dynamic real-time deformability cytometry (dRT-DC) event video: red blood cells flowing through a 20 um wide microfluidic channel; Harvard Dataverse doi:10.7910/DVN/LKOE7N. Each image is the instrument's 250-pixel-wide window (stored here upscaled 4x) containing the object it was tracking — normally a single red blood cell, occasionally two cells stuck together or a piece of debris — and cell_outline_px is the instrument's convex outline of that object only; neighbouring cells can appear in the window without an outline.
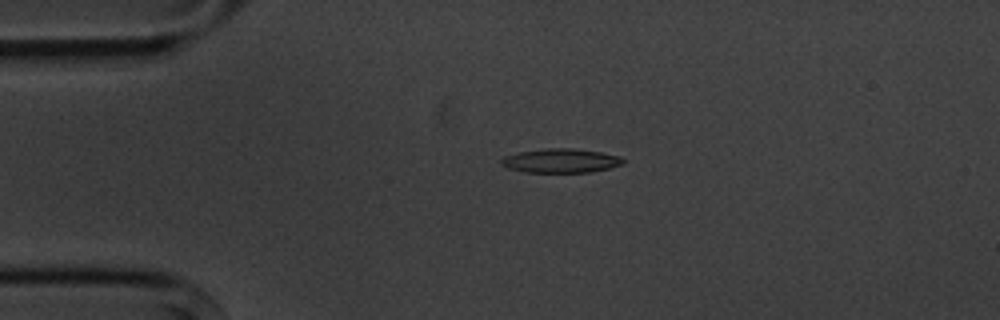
{"species": "common noctule bat (a hibernating species)", "species_latin": "Nyctalus noctula", "temperature_condition": "cold", "stored_images_in_passage": 5, "camera_frame_rate_fps": 3000, "um_per_image_px": 0.085, "animal": {"sex": "male", "body_mass_g": 20.1, "forearm_length_mm": 53.5}, "frame": {"image": 1, "passage_image": 4, "time_ms": 3.333, "image_size_px": [1000, 320], "cell_outline_px": [[624, 164], [608, 168], [588, 172], [524, 172], [508, 168], [500, 164], [500, 160], [504, 156], [520, 152], [544, 148], [572, 148], [600, 152], [620, 156], [624, 160]], "centroid_in_image_um": [47.65, 13.66], "position_along_channel_um": 37.4, "area_um2": 17.05}}